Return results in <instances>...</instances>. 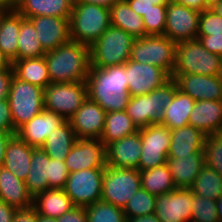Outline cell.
Instances as JSON below:
<instances>
[{
	"label": "cell",
	"mask_w": 222,
	"mask_h": 222,
	"mask_svg": "<svg viewBox=\"0 0 222 222\" xmlns=\"http://www.w3.org/2000/svg\"><path fill=\"white\" fill-rule=\"evenodd\" d=\"M125 63L105 68L90 67L87 76L88 98L107 112L124 111L128 105Z\"/></svg>",
	"instance_id": "1"
},
{
	"label": "cell",
	"mask_w": 222,
	"mask_h": 222,
	"mask_svg": "<svg viewBox=\"0 0 222 222\" xmlns=\"http://www.w3.org/2000/svg\"><path fill=\"white\" fill-rule=\"evenodd\" d=\"M51 83L86 81L91 67L90 47L70 41L44 55Z\"/></svg>",
	"instance_id": "2"
},
{
	"label": "cell",
	"mask_w": 222,
	"mask_h": 222,
	"mask_svg": "<svg viewBox=\"0 0 222 222\" xmlns=\"http://www.w3.org/2000/svg\"><path fill=\"white\" fill-rule=\"evenodd\" d=\"M110 25L109 8L91 3L73 4L69 18L71 41L90 47Z\"/></svg>",
	"instance_id": "3"
},
{
	"label": "cell",
	"mask_w": 222,
	"mask_h": 222,
	"mask_svg": "<svg viewBox=\"0 0 222 222\" xmlns=\"http://www.w3.org/2000/svg\"><path fill=\"white\" fill-rule=\"evenodd\" d=\"M177 89L176 82L171 78L148 94L130 96L125 111L138 129L160 123L164 110L172 101Z\"/></svg>",
	"instance_id": "4"
},
{
	"label": "cell",
	"mask_w": 222,
	"mask_h": 222,
	"mask_svg": "<svg viewBox=\"0 0 222 222\" xmlns=\"http://www.w3.org/2000/svg\"><path fill=\"white\" fill-rule=\"evenodd\" d=\"M135 38L123 29L110 25L90 46L91 67L122 65L130 59Z\"/></svg>",
	"instance_id": "5"
},
{
	"label": "cell",
	"mask_w": 222,
	"mask_h": 222,
	"mask_svg": "<svg viewBox=\"0 0 222 222\" xmlns=\"http://www.w3.org/2000/svg\"><path fill=\"white\" fill-rule=\"evenodd\" d=\"M221 57L209 52L198 39L176 43L172 75L196 74L218 76Z\"/></svg>",
	"instance_id": "6"
},
{
	"label": "cell",
	"mask_w": 222,
	"mask_h": 222,
	"mask_svg": "<svg viewBox=\"0 0 222 222\" xmlns=\"http://www.w3.org/2000/svg\"><path fill=\"white\" fill-rule=\"evenodd\" d=\"M44 89L40 86L25 82L13 76L9 96L7 98L13 124L14 133L44 110Z\"/></svg>",
	"instance_id": "7"
},
{
	"label": "cell",
	"mask_w": 222,
	"mask_h": 222,
	"mask_svg": "<svg viewBox=\"0 0 222 222\" xmlns=\"http://www.w3.org/2000/svg\"><path fill=\"white\" fill-rule=\"evenodd\" d=\"M176 43L165 35H147L136 38L130 60L158 66L170 76L175 68Z\"/></svg>",
	"instance_id": "8"
},
{
	"label": "cell",
	"mask_w": 222,
	"mask_h": 222,
	"mask_svg": "<svg viewBox=\"0 0 222 222\" xmlns=\"http://www.w3.org/2000/svg\"><path fill=\"white\" fill-rule=\"evenodd\" d=\"M141 188L140 171L133 168H104L101 201L124 209Z\"/></svg>",
	"instance_id": "9"
},
{
	"label": "cell",
	"mask_w": 222,
	"mask_h": 222,
	"mask_svg": "<svg viewBox=\"0 0 222 222\" xmlns=\"http://www.w3.org/2000/svg\"><path fill=\"white\" fill-rule=\"evenodd\" d=\"M87 98L86 81L50 83L44 88V109L68 120Z\"/></svg>",
	"instance_id": "10"
},
{
	"label": "cell",
	"mask_w": 222,
	"mask_h": 222,
	"mask_svg": "<svg viewBox=\"0 0 222 222\" xmlns=\"http://www.w3.org/2000/svg\"><path fill=\"white\" fill-rule=\"evenodd\" d=\"M142 150L139 171H145L164 165L168 159L171 130L160 123L140 128Z\"/></svg>",
	"instance_id": "11"
},
{
	"label": "cell",
	"mask_w": 222,
	"mask_h": 222,
	"mask_svg": "<svg viewBox=\"0 0 222 222\" xmlns=\"http://www.w3.org/2000/svg\"><path fill=\"white\" fill-rule=\"evenodd\" d=\"M104 168L84 169L69 174L65 193L74 206L87 207L101 201Z\"/></svg>",
	"instance_id": "12"
},
{
	"label": "cell",
	"mask_w": 222,
	"mask_h": 222,
	"mask_svg": "<svg viewBox=\"0 0 222 222\" xmlns=\"http://www.w3.org/2000/svg\"><path fill=\"white\" fill-rule=\"evenodd\" d=\"M200 13L171 0L167 4L164 35L175 43L197 39Z\"/></svg>",
	"instance_id": "13"
},
{
	"label": "cell",
	"mask_w": 222,
	"mask_h": 222,
	"mask_svg": "<svg viewBox=\"0 0 222 222\" xmlns=\"http://www.w3.org/2000/svg\"><path fill=\"white\" fill-rule=\"evenodd\" d=\"M65 165L70 173L84 169L105 168L106 145L101 139L77 138L65 158Z\"/></svg>",
	"instance_id": "14"
},
{
	"label": "cell",
	"mask_w": 222,
	"mask_h": 222,
	"mask_svg": "<svg viewBox=\"0 0 222 222\" xmlns=\"http://www.w3.org/2000/svg\"><path fill=\"white\" fill-rule=\"evenodd\" d=\"M130 96L148 94L171 79L162 68L128 59L125 62Z\"/></svg>",
	"instance_id": "15"
},
{
	"label": "cell",
	"mask_w": 222,
	"mask_h": 222,
	"mask_svg": "<svg viewBox=\"0 0 222 222\" xmlns=\"http://www.w3.org/2000/svg\"><path fill=\"white\" fill-rule=\"evenodd\" d=\"M193 192L176 188L157 196L155 214L160 222H191Z\"/></svg>",
	"instance_id": "16"
},
{
	"label": "cell",
	"mask_w": 222,
	"mask_h": 222,
	"mask_svg": "<svg viewBox=\"0 0 222 222\" xmlns=\"http://www.w3.org/2000/svg\"><path fill=\"white\" fill-rule=\"evenodd\" d=\"M28 19L33 23L38 40L45 52L57 49L71 41L69 18L34 16Z\"/></svg>",
	"instance_id": "17"
},
{
	"label": "cell",
	"mask_w": 222,
	"mask_h": 222,
	"mask_svg": "<svg viewBox=\"0 0 222 222\" xmlns=\"http://www.w3.org/2000/svg\"><path fill=\"white\" fill-rule=\"evenodd\" d=\"M106 111L89 98L68 119L77 138L100 139L104 130Z\"/></svg>",
	"instance_id": "18"
},
{
	"label": "cell",
	"mask_w": 222,
	"mask_h": 222,
	"mask_svg": "<svg viewBox=\"0 0 222 222\" xmlns=\"http://www.w3.org/2000/svg\"><path fill=\"white\" fill-rule=\"evenodd\" d=\"M177 88L198 100H222V82L218 76L180 74L171 75Z\"/></svg>",
	"instance_id": "19"
},
{
	"label": "cell",
	"mask_w": 222,
	"mask_h": 222,
	"mask_svg": "<svg viewBox=\"0 0 222 222\" xmlns=\"http://www.w3.org/2000/svg\"><path fill=\"white\" fill-rule=\"evenodd\" d=\"M142 142L140 132L124 136L106 146L107 166L116 168H139Z\"/></svg>",
	"instance_id": "20"
},
{
	"label": "cell",
	"mask_w": 222,
	"mask_h": 222,
	"mask_svg": "<svg viewBox=\"0 0 222 222\" xmlns=\"http://www.w3.org/2000/svg\"><path fill=\"white\" fill-rule=\"evenodd\" d=\"M66 119L54 112L43 110L21 126L16 134L29 146L39 148L53 129L58 128Z\"/></svg>",
	"instance_id": "21"
},
{
	"label": "cell",
	"mask_w": 222,
	"mask_h": 222,
	"mask_svg": "<svg viewBox=\"0 0 222 222\" xmlns=\"http://www.w3.org/2000/svg\"><path fill=\"white\" fill-rule=\"evenodd\" d=\"M189 125L206 136L222 133V100H198L189 116Z\"/></svg>",
	"instance_id": "22"
},
{
	"label": "cell",
	"mask_w": 222,
	"mask_h": 222,
	"mask_svg": "<svg viewBox=\"0 0 222 222\" xmlns=\"http://www.w3.org/2000/svg\"><path fill=\"white\" fill-rule=\"evenodd\" d=\"M166 164L173 176L176 188L190 189L205 165L204 152L168 158Z\"/></svg>",
	"instance_id": "23"
},
{
	"label": "cell",
	"mask_w": 222,
	"mask_h": 222,
	"mask_svg": "<svg viewBox=\"0 0 222 222\" xmlns=\"http://www.w3.org/2000/svg\"><path fill=\"white\" fill-rule=\"evenodd\" d=\"M35 147L29 146L17 134L8 140L3 166L17 178L24 181L30 170L32 151Z\"/></svg>",
	"instance_id": "24"
},
{
	"label": "cell",
	"mask_w": 222,
	"mask_h": 222,
	"mask_svg": "<svg viewBox=\"0 0 222 222\" xmlns=\"http://www.w3.org/2000/svg\"><path fill=\"white\" fill-rule=\"evenodd\" d=\"M206 135L191 125L171 130L168 158L204 152Z\"/></svg>",
	"instance_id": "25"
},
{
	"label": "cell",
	"mask_w": 222,
	"mask_h": 222,
	"mask_svg": "<svg viewBox=\"0 0 222 222\" xmlns=\"http://www.w3.org/2000/svg\"><path fill=\"white\" fill-rule=\"evenodd\" d=\"M0 201L16 209L33 205V196L26 183L4 167L0 168Z\"/></svg>",
	"instance_id": "26"
},
{
	"label": "cell",
	"mask_w": 222,
	"mask_h": 222,
	"mask_svg": "<svg viewBox=\"0 0 222 222\" xmlns=\"http://www.w3.org/2000/svg\"><path fill=\"white\" fill-rule=\"evenodd\" d=\"M72 7V0H19L16 11L26 19L34 16L70 18Z\"/></svg>",
	"instance_id": "27"
},
{
	"label": "cell",
	"mask_w": 222,
	"mask_h": 222,
	"mask_svg": "<svg viewBox=\"0 0 222 222\" xmlns=\"http://www.w3.org/2000/svg\"><path fill=\"white\" fill-rule=\"evenodd\" d=\"M33 206L37 214L45 217L58 218L74 208L71 199L64 189L49 188L33 198Z\"/></svg>",
	"instance_id": "28"
},
{
	"label": "cell",
	"mask_w": 222,
	"mask_h": 222,
	"mask_svg": "<svg viewBox=\"0 0 222 222\" xmlns=\"http://www.w3.org/2000/svg\"><path fill=\"white\" fill-rule=\"evenodd\" d=\"M20 28L21 14L16 10L0 11V49L11 63L17 60Z\"/></svg>",
	"instance_id": "29"
},
{
	"label": "cell",
	"mask_w": 222,
	"mask_h": 222,
	"mask_svg": "<svg viewBox=\"0 0 222 222\" xmlns=\"http://www.w3.org/2000/svg\"><path fill=\"white\" fill-rule=\"evenodd\" d=\"M195 102L191 96L177 89L172 101L164 110L160 124L165 125L170 130L189 125V116Z\"/></svg>",
	"instance_id": "30"
},
{
	"label": "cell",
	"mask_w": 222,
	"mask_h": 222,
	"mask_svg": "<svg viewBox=\"0 0 222 222\" xmlns=\"http://www.w3.org/2000/svg\"><path fill=\"white\" fill-rule=\"evenodd\" d=\"M49 162L50 157L41 147L33 149L29 174L25 180L33 198L49 189Z\"/></svg>",
	"instance_id": "31"
},
{
	"label": "cell",
	"mask_w": 222,
	"mask_h": 222,
	"mask_svg": "<svg viewBox=\"0 0 222 222\" xmlns=\"http://www.w3.org/2000/svg\"><path fill=\"white\" fill-rule=\"evenodd\" d=\"M111 25L136 38L146 36L143 18L136 14L126 0H117L110 8Z\"/></svg>",
	"instance_id": "32"
},
{
	"label": "cell",
	"mask_w": 222,
	"mask_h": 222,
	"mask_svg": "<svg viewBox=\"0 0 222 222\" xmlns=\"http://www.w3.org/2000/svg\"><path fill=\"white\" fill-rule=\"evenodd\" d=\"M76 140L70 121L66 120L58 128L53 129L41 148L50 158L61 161L65 160Z\"/></svg>",
	"instance_id": "33"
},
{
	"label": "cell",
	"mask_w": 222,
	"mask_h": 222,
	"mask_svg": "<svg viewBox=\"0 0 222 222\" xmlns=\"http://www.w3.org/2000/svg\"><path fill=\"white\" fill-rule=\"evenodd\" d=\"M12 67L14 75L22 81L40 86L43 89L51 83L44 56L15 60Z\"/></svg>",
	"instance_id": "34"
},
{
	"label": "cell",
	"mask_w": 222,
	"mask_h": 222,
	"mask_svg": "<svg viewBox=\"0 0 222 222\" xmlns=\"http://www.w3.org/2000/svg\"><path fill=\"white\" fill-rule=\"evenodd\" d=\"M138 130V127L125 110L107 112L105 115L104 130L100 139L107 146L124 136L136 133Z\"/></svg>",
	"instance_id": "35"
},
{
	"label": "cell",
	"mask_w": 222,
	"mask_h": 222,
	"mask_svg": "<svg viewBox=\"0 0 222 222\" xmlns=\"http://www.w3.org/2000/svg\"><path fill=\"white\" fill-rule=\"evenodd\" d=\"M140 179L141 188L156 196L176 189L173 176L166 163L159 167L140 171Z\"/></svg>",
	"instance_id": "36"
},
{
	"label": "cell",
	"mask_w": 222,
	"mask_h": 222,
	"mask_svg": "<svg viewBox=\"0 0 222 222\" xmlns=\"http://www.w3.org/2000/svg\"><path fill=\"white\" fill-rule=\"evenodd\" d=\"M45 54L46 52L38 40V35L33 23L21 15L17 60L40 58Z\"/></svg>",
	"instance_id": "37"
},
{
	"label": "cell",
	"mask_w": 222,
	"mask_h": 222,
	"mask_svg": "<svg viewBox=\"0 0 222 222\" xmlns=\"http://www.w3.org/2000/svg\"><path fill=\"white\" fill-rule=\"evenodd\" d=\"M190 189L195 195L217 200L222 195V176L205 164Z\"/></svg>",
	"instance_id": "38"
},
{
	"label": "cell",
	"mask_w": 222,
	"mask_h": 222,
	"mask_svg": "<svg viewBox=\"0 0 222 222\" xmlns=\"http://www.w3.org/2000/svg\"><path fill=\"white\" fill-rule=\"evenodd\" d=\"M157 196L150 194L143 188H140L133 197L128 200L123 211L126 218L145 216L155 213Z\"/></svg>",
	"instance_id": "39"
},
{
	"label": "cell",
	"mask_w": 222,
	"mask_h": 222,
	"mask_svg": "<svg viewBox=\"0 0 222 222\" xmlns=\"http://www.w3.org/2000/svg\"><path fill=\"white\" fill-rule=\"evenodd\" d=\"M88 222H126L122 208L111 203L98 201L85 207Z\"/></svg>",
	"instance_id": "40"
},
{
	"label": "cell",
	"mask_w": 222,
	"mask_h": 222,
	"mask_svg": "<svg viewBox=\"0 0 222 222\" xmlns=\"http://www.w3.org/2000/svg\"><path fill=\"white\" fill-rule=\"evenodd\" d=\"M191 222H219L216 200L193 194Z\"/></svg>",
	"instance_id": "41"
},
{
	"label": "cell",
	"mask_w": 222,
	"mask_h": 222,
	"mask_svg": "<svg viewBox=\"0 0 222 222\" xmlns=\"http://www.w3.org/2000/svg\"><path fill=\"white\" fill-rule=\"evenodd\" d=\"M204 156L205 164L222 176V133L206 136Z\"/></svg>",
	"instance_id": "42"
},
{
	"label": "cell",
	"mask_w": 222,
	"mask_h": 222,
	"mask_svg": "<svg viewBox=\"0 0 222 222\" xmlns=\"http://www.w3.org/2000/svg\"><path fill=\"white\" fill-rule=\"evenodd\" d=\"M167 5H154L143 18L147 35H164L166 24Z\"/></svg>",
	"instance_id": "43"
},
{
	"label": "cell",
	"mask_w": 222,
	"mask_h": 222,
	"mask_svg": "<svg viewBox=\"0 0 222 222\" xmlns=\"http://www.w3.org/2000/svg\"><path fill=\"white\" fill-rule=\"evenodd\" d=\"M222 35V17L212 9L200 13L198 36Z\"/></svg>",
	"instance_id": "44"
},
{
	"label": "cell",
	"mask_w": 222,
	"mask_h": 222,
	"mask_svg": "<svg viewBox=\"0 0 222 222\" xmlns=\"http://www.w3.org/2000/svg\"><path fill=\"white\" fill-rule=\"evenodd\" d=\"M70 172L65 160L50 158L49 162V188L64 189Z\"/></svg>",
	"instance_id": "45"
},
{
	"label": "cell",
	"mask_w": 222,
	"mask_h": 222,
	"mask_svg": "<svg viewBox=\"0 0 222 222\" xmlns=\"http://www.w3.org/2000/svg\"><path fill=\"white\" fill-rule=\"evenodd\" d=\"M197 39L209 52L222 57V35L197 36Z\"/></svg>",
	"instance_id": "46"
},
{
	"label": "cell",
	"mask_w": 222,
	"mask_h": 222,
	"mask_svg": "<svg viewBox=\"0 0 222 222\" xmlns=\"http://www.w3.org/2000/svg\"><path fill=\"white\" fill-rule=\"evenodd\" d=\"M0 130L14 131L13 119L8 100H0Z\"/></svg>",
	"instance_id": "47"
},
{
	"label": "cell",
	"mask_w": 222,
	"mask_h": 222,
	"mask_svg": "<svg viewBox=\"0 0 222 222\" xmlns=\"http://www.w3.org/2000/svg\"><path fill=\"white\" fill-rule=\"evenodd\" d=\"M58 222H88L85 207L75 206L70 211L57 218Z\"/></svg>",
	"instance_id": "48"
},
{
	"label": "cell",
	"mask_w": 222,
	"mask_h": 222,
	"mask_svg": "<svg viewBox=\"0 0 222 222\" xmlns=\"http://www.w3.org/2000/svg\"><path fill=\"white\" fill-rule=\"evenodd\" d=\"M12 222H38V214L32 205L27 208L17 209Z\"/></svg>",
	"instance_id": "49"
},
{
	"label": "cell",
	"mask_w": 222,
	"mask_h": 222,
	"mask_svg": "<svg viewBox=\"0 0 222 222\" xmlns=\"http://www.w3.org/2000/svg\"><path fill=\"white\" fill-rule=\"evenodd\" d=\"M14 70L0 71V100H6L9 96Z\"/></svg>",
	"instance_id": "50"
},
{
	"label": "cell",
	"mask_w": 222,
	"mask_h": 222,
	"mask_svg": "<svg viewBox=\"0 0 222 222\" xmlns=\"http://www.w3.org/2000/svg\"><path fill=\"white\" fill-rule=\"evenodd\" d=\"M130 5L131 9L138 14L143 16L154 6V2H148L147 0H126Z\"/></svg>",
	"instance_id": "51"
},
{
	"label": "cell",
	"mask_w": 222,
	"mask_h": 222,
	"mask_svg": "<svg viewBox=\"0 0 222 222\" xmlns=\"http://www.w3.org/2000/svg\"><path fill=\"white\" fill-rule=\"evenodd\" d=\"M16 208L0 201V222H12Z\"/></svg>",
	"instance_id": "52"
},
{
	"label": "cell",
	"mask_w": 222,
	"mask_h": 222,
	"mask_svg": "<svg viewBox=\"0 0 222 222\" xmlns=\"http://www.w3.org/2000/svg\"><path fill=\"white\" fill-rule=\"evenodd\" d=\"M15 134L14 131H1L0 130V168L3 166L5 149L8 143V140L11 136Z\"/></svg>",
	"instance_id": "53"
},
{
	"label": "cell",
	"mask_w": 222,
	"mask_h": 222,
	"mask_svg": "<svg viewBox=\"0 0 222 222\" xmlns=\"http://www.w3.org/2000/svg\"><path fill=\"white\" fill-rule=\"evenodd\" d=\"M172 1L177 4L184 5L188 8L197 10L199 12L205 10L204 0H172Z\"/></svg>",
	"instance_id": "54"
},
{
	"label": "cell",
	"mask_w": 222,
	"mask_h": 222,
	"mask_svg": "<svg viewBox=\"0 0 222 222\" xmlns=\"http://www.w3.org/2000/svg\"><path fill=\"white\" fill-rule=\"evenodd\" d=\"M126 222H160V220L154 213L145 216H137L134 218H126Z\"/></svg>",
	"instance_id": "55"
},
{
	"label": "cell",
	"mask_w": 222,
	"mask_h": 222,
	"mask_svg": "<svg viewBox=\"0 0 222 222\" xmlns=\"http://www.w3.org/2000/svg\"><path fill=\"white\" fill-rule=\"evenodd\" d=\"M117 0H72L73 4L91 3L110 8Z\"/></svg>",
	"instance_id": "56"
},
{
	"label": "cell",
	"mask_w": 222,
	"mask_h": 222,
	"mask_svg": "<svg viewBox=\"0 0 222 222\" xmlns=\"http://www.w3.org/2000/svg\"><path fill=\"white\" fill-rule=\"evenodd\" d=\"M19 0H0V11H14L18 7Z\"/></svg>",
	"instance_id": "57"
},
{
	"label": "cell",
	"mask_w": 222,
	"mask_h": 222,
	"mask_svg": "<svg viewBox=\"0 0 222 222\" xmlns=\"http://www.w3.org/2000/svg\"><path fill=\"white\" fill-rule=\"evenodd\" d=\"M1 70H13L12 63L9 59L3 54L0 49V71Z\"/></svg>",
	"instance_id": "58"
},
{
	"label": "cell",
	"mask_w": 222,
	"mask_h": 222,
	"mask_svg": "<svg viewBox=\"0 0 222 222\" xmlns=\"http://www.w3.org/2000/svg\"><path fill=\"white\" fill-rule=\"evenodd\" d=\"M216 207L219 222H222V195L216 200Z\"/></svg>",
	"instance_id": "59"
},
{
	"label": "cell",
	"mask_w": 222,
	"mask_h": 222,
	"mask_svg": "<svg viewBox=\"0 0 222 222\" xmlns=\"http://www.w3.org/2000/svg\"><path fill=\"white\" fill-rule=\"evenodd\" d=\"M222 0H204L205 10L212 9L215 5L219 4Z\"/></svg>",
	"instance_id": "60"
},
{
	"label": "cell",
	"mask_w": 222,
	"mask_h": 222,
	"mask_svg": "<svg viewBox=\"0 0 222 222\" xmlns=\"http://www.w3.org/2000/svg\"><path fill=\"white\" fill-rule=\"evenodd\" d=\"M38 222H58L57 218L45 217L38 214Z\"/></svg>",
	"instance_id": "61"
},
{
	"label": "cell",
	"mask_w": 222,
	"mask_h": 222,
	"mask_svg": "<svg viewBox=\"0 0 222 222\" xmlns=\"http://www.w3.org/2000/svg\"><path fill=\"white\" fill-rule=\"evenodd\" d=\"M212 10H214L215 13H217L219 16L222 17V1H221L219 4L215 5V6L212 8Z\"/></svg>",
	"instance_id": "62"
},
{
	"label": "cell",
	"mask_w": 222,
	"mask_h": 222,
	"mask_svg": "<svg viewBox=\"0 0 222 222\" xmlns=\"http://www.w3.org/2000/svg\"><path fill=\"white\" fill-rule=\"evenodd\" d=\"M148 2H154V5H167L171 0H147Z\"/></svg>",
	"instance_id": "63"
},
{
	"label": "cell",
	"mask_w": 222,
	"mask_h": 222,
	"mask_svg": "<svg viewBox=\"0 0 222 222\" xmlns=\"http://www.w3.org/2000/svg\"><path fill=\"white\" fill-rule=\"evenodd\" d=\"M218 78L222 82V57H221V61H220V68H219Z\"/></svg>",
	"instance_id": "64"
}]
</instances>
